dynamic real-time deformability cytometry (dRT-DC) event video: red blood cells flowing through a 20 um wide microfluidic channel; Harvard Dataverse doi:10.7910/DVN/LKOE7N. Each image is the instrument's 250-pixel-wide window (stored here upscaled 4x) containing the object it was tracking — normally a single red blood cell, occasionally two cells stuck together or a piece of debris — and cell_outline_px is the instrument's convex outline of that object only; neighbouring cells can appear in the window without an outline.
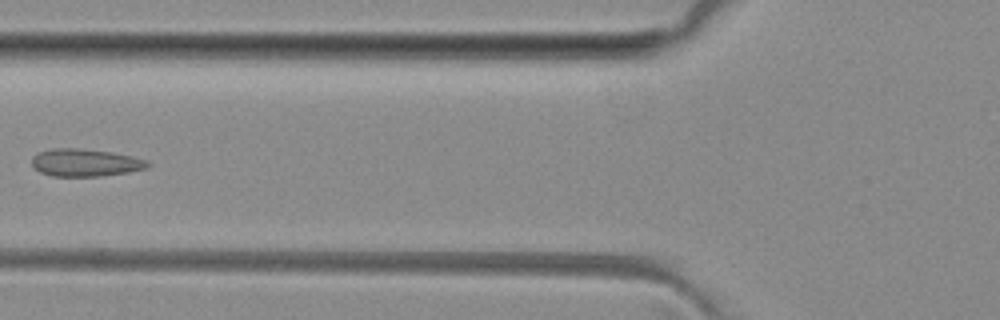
{"species": "common noctule bat (a hibernating species)", "species_latin": "Nyctalus noctula", "temperature_condition": "room temperature", "stored_images_in_passage": 5, "camera_frame_rate_fps": 3000, "um_per_image_px": 0.085, "animal": {"sex": "female", "body_mass_g": 29.2, "forearm_length_mm": 56.3}, "frame": {"image": 1, "passage_image": 5, "time_ms": 5.333, "image_size_px": [1000, 320], "cell_outline_px": [[152, 164], [148, 168], [128, 172], [100, 176], [52, 176], [40, 172], [32, 168], [32, 156], [36, 152], [52, 148], [80, 148], [112, 152], [132, 156], [148, 160]], "centroid_in_image_um": [7.24, 13.82], "position_along_channel_um": 118.6, "area_um2": 18.9}}